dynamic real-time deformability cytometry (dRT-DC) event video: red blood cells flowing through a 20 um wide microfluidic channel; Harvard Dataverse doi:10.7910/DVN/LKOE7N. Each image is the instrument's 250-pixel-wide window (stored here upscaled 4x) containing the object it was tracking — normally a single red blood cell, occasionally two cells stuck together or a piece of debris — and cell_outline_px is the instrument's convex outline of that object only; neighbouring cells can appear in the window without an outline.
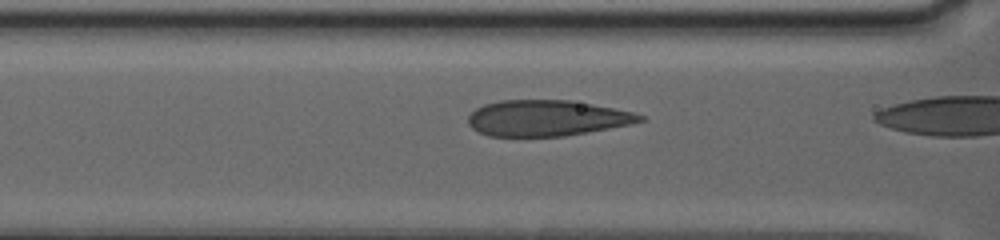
{"species": "human", "species_latin": "Homo sapiens", "temperature_condition": "warm", "stored_images_in_passage": 33, "camera_frame_rate_fps": 3000, "um_per_image_px": 0.085, "donor": {"sex": "female"}, "frame": {"image": 1, "passage_image": 26, "time_ms": 6.333, "image_size_px": [1000, 240], "cell_outline_px": [[644, 120], [628, 124], [608, 128], [564, 136], [488, 136], [472, 128], [468, 124], [468, 116], [476, 108], [484, 104], [500, 100], [572, 100], [632, 112], [644, 116]], "centroid_in_image_um": [46.42, 10.03], "position_along_channel_um": 120.2, "area_um2": 35.6}}
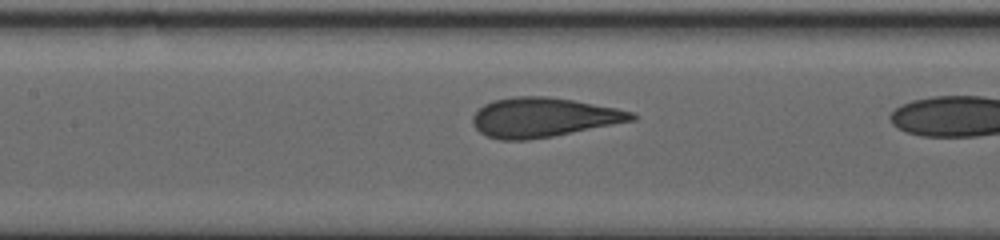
{"frame": {"image": 2, "passage_image": 32, "time_ms": 7.667, "image_size_px": [1000, 240], "cell_outline_px": [[640, 116], [636, 120], [552, 136], [528, 140], [500, 140], [488, 136], [480, 132], [472, 124], [472, 116], [484, 104], [492, 100], [512, 96], [548, 96], [572, 100], [616, 108], [632, 112]], "centroid_in_image_um": [46.17, 9.97], "position_along_channel_um": 161.2, "area_um2": 36.53}}